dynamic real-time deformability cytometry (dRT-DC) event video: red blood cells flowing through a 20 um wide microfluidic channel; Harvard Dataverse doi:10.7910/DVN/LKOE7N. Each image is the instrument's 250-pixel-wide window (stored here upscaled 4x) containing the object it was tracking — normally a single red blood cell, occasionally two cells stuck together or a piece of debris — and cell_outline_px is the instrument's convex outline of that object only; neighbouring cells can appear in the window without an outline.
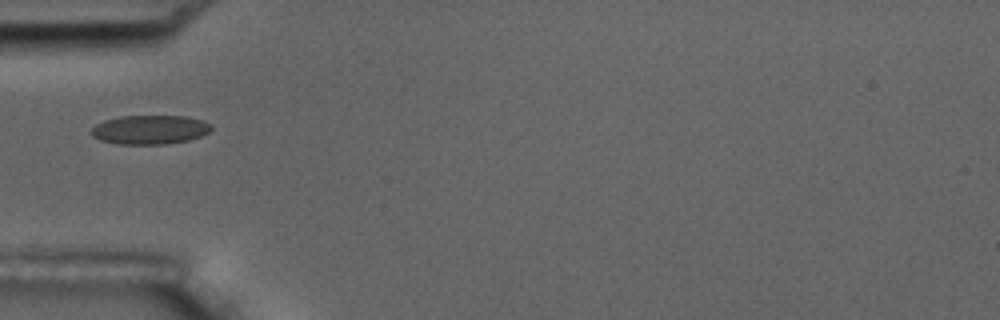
{"species": "common noctule bat (a hibernating species)", "species_latin": "Nyctalus noctula", "temperature_condition": "room temperature", "stored_images_in_passage": 16, "camera_frame_rate_fps": 3000, "um_per_image_px": 0.085, "animal": {"sex": "male", "body_mass_g": 17.5, "forearm_length_mm": 52.3}, "frame": {"image": 1, "passage_image": 5, "time_ms": 5.667, "image_size_px": [1000, 320], "cell_outline_px": [[212, 128], [208, 132], [200, 136], [188, 140], [164, 144], [116, 144], [100, 140], [92, 136], [92, 128], [96, 124], [104, 120], [120, 116], [184, 116], [200, 120], [212, 124]], "centroid_in_image_um": [12.72, 11.02], "position_along_channel_um": 72.3, "area_um2": 20.23}}
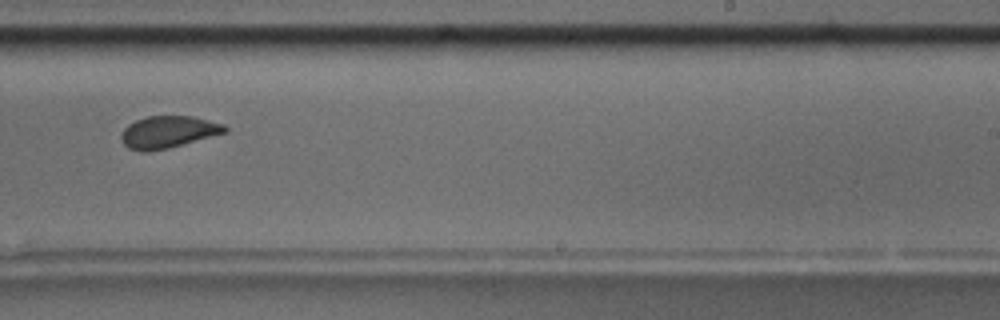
{"frame": {"image": 2, "passage_image": 10, "time_ms": 11.333, "image_size_px": [1000, 320], "cell_outline_px": [[228, 132], [168, 148], [148, 152], [140, 152], [128, 148], [120, 140], [120, 136], [124, 128], [128, 124], [136, 120], [148, 116], [192, 116], [224, 124], [228, 128]], "centroid_in_image_um": [14.28, 11.23], "position_along_channel_um": 274.7, "area_um2": 19.48}, "authors_computed_cell_mechanics": {"area_um2": 20.2589, "velocity_mm_per_s": 3.5816, "shape_relaxation_time_tau1_ms": null, "shape_relaxation_time_tau2_ms": 0.9732, "deformation_change_tau1": null, "deformation_change_tau2": 0.0631}}